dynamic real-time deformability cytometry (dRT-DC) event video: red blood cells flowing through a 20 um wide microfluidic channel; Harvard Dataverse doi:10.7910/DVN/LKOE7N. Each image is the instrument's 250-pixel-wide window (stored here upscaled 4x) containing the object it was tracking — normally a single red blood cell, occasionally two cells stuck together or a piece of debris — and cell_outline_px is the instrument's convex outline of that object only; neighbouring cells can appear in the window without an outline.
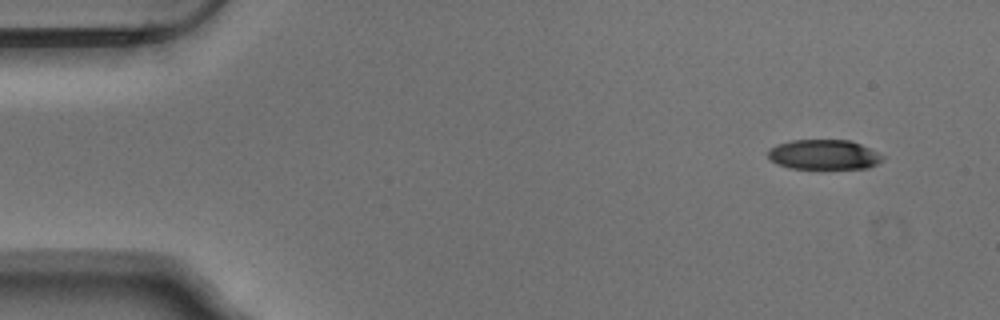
{"species": "Egyptian fruit bat (a non-hibernating species)", "species_latin": "Rousettus aegyptiacus", "temperature_condition": "warm", "stored_images_in_passage": 50, "camera_frame_rate_fps": 3000, "um_per_image_px": 0.085, "animal": {"sex": "male"}, "frame": {"image": 1, "passage_image": 1, "time_ms": 0.0, "image_size_px": [1000, 320], "cell_outline_px": [[888, 156], [884, 160], [868, 168], [788, 168], [776, 164], [768, 156], [768, 148], [776, 144], [792, 140], [852, 140]], "centroid_in_image_um": [70.06, 13.13], "position_along_channel_um": 14.9, "area_um2": 20.23}}
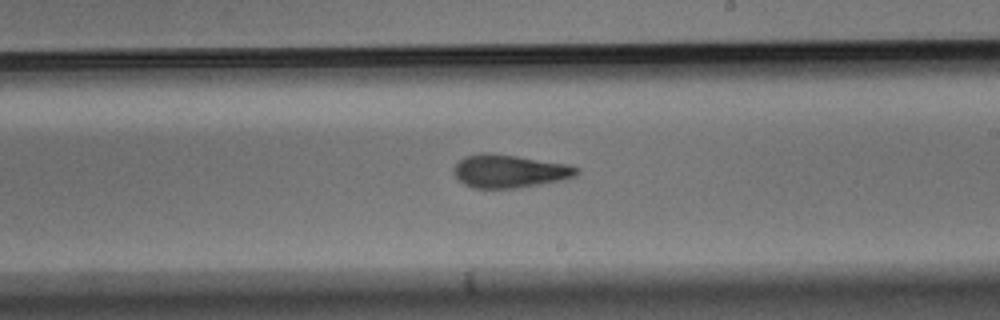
{"frame": {"image": 2, "passage_image": 28, "time_ms": 9.0, "image_size_px": [1000, 320], "cell_outline_px": [[580, 172], [576, 176], [560, 180], [520, 188], [472, 188], [464, 184], [452, 172], [452, 168], [464, 156], [480, 152], [492, 152], [568, 164], [580, 168]], "centroid_in_image_um": [43.29, 14.54], "position_along_channel_um": 245.7, "area_um2": 23.99}}
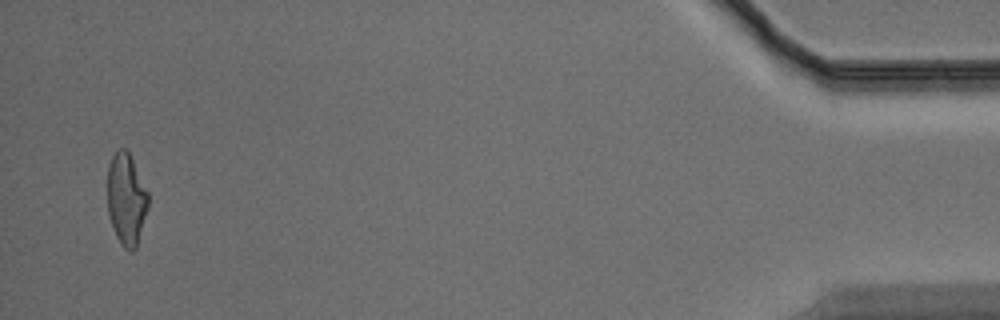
{"frame": {"image": 3, "passage_image": 49, "time_ms": 16.0, "image_size_px": [1000, 320], "cell_outline_px": [[148, 208], [136, 248], [132, 252], [124, 248], [120, 244], [112, 228], [108, 212], [108, 168], [112, 156], [120, 148], [128, 148], [148, 192]], "centroid_in_image_um": [10.74, 16.92], "position_along_channel_um": 424.5, "area_um2": 21.96}, "authors_computed_cell_mechanics": {"area_um2": 22.9177, "velocity_mm_per_s": 3.7529, "shape_relaxation_time_tau1_ms": 6.1916, "shape_relaxation_time_tau2_ms": 2.2536, "deformation_change_tau1": 0.1864, "deformation_change_tau2": 0.1065}}